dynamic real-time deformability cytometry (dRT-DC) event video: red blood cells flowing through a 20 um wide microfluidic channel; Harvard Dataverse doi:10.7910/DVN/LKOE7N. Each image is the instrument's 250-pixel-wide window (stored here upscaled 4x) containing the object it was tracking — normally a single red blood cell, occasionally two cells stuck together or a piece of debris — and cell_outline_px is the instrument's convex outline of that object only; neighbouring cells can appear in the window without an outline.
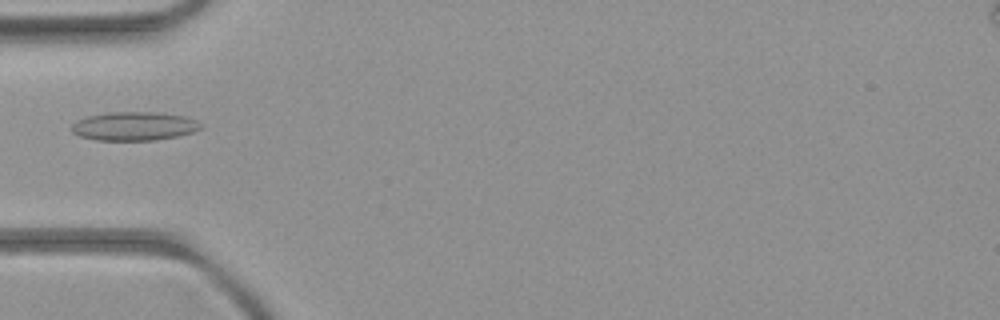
{"species": "common noctule bat (a hibernating species)", "species_latin": "Nyctalus noctula", "temperature_condition": "room temperature", "stored_images_in_passage": 7, "camera_frame_rate_fps": 3000, "um_per_image_px": 0.085, "animal": {"sex": "female", "body_mass_g": 21.9}, "frame": {"image": 1, "passage_image": 5, "time_ms": 4.667, "image_size_px": [1000, 320], "cell_outline_px": [[204, 128], [192, 132], [176, 136], [156, 140], [96, 140], [80, 136], [72, 132], [72, 124], [76, 120], [88, 116], [108, 112], [156, 112], [184, 116], [196, 120]], "centroid_in_image_um": [11.39, 10.72], "position_along_channel_um": 73.6, "area_um2": 21.56}}
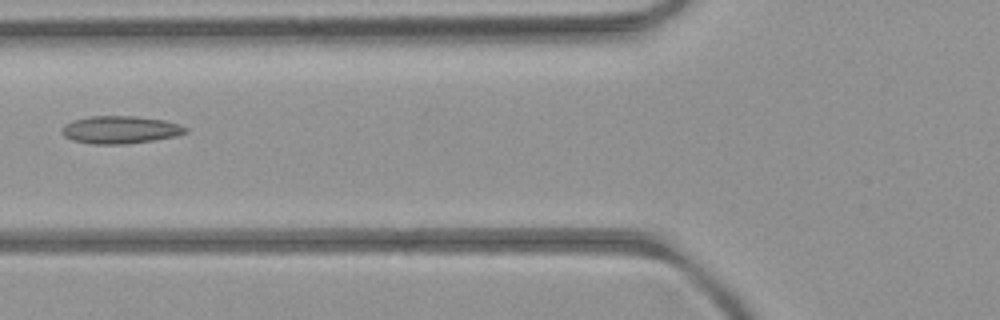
{"frame": {"image": 2, "passage_image": 6, "time_ms": 5.667, "image_size_px": [1000, 320], "cell_outline_px": [[188, 132], [176, 136], [128, 144], [92, 144], [72, 140], [64, 136], [60, 132], [60, 128], [64, 124], [72, 120], [88, 116], [136, 116], [164, 120], [180, 124], [188, 128]], "centroid_in_image_um": [10.19, 11.02], "position_along_channel_um": 115.6, "area_um2": 20.17}}
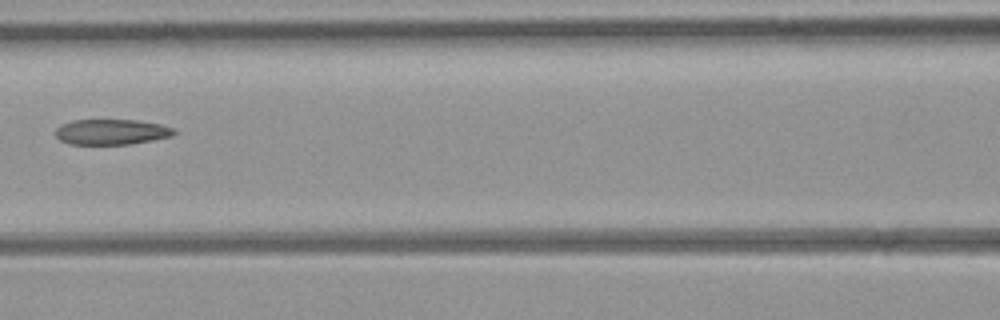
{"frame": {"image": 3, "passage_image": 7, "time_ms": 6.667, "image_size_px": [1000, 320], "cell_outline_px": [[176, 132], [172, 136], [152, 140], [128, 144], [72, 144], [60, 140], [56, 136], [56, 128], [72, 120], [136, 120], [160, 124], [176, 128]], "centroid_in_image_um": [9.51, 11.21], "position_along_channel_um": 157.1, "area_um2": 17.46}}